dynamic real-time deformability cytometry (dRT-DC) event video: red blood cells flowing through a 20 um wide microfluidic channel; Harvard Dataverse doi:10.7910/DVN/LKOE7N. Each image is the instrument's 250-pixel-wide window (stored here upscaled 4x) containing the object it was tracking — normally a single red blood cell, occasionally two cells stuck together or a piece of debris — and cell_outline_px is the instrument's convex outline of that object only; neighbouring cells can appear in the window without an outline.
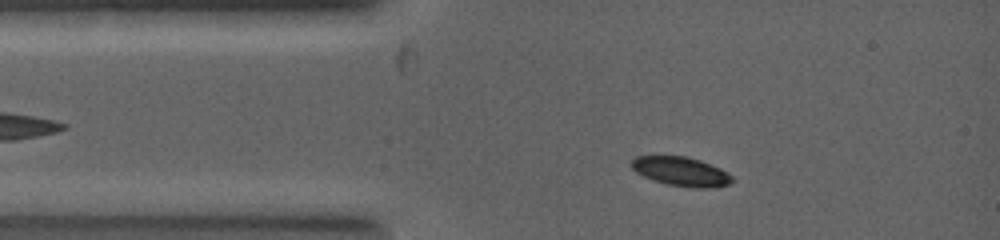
{"species": "common noctule bat (a hibernating species)", "species_latin": "Nyctalus noctula", "temperature_condition": "warm", "stored_images_in_passage": 2, "camera_frame_rate_fps": 5000, "um_per_image_px": 0.085, "animal": {"sex": "female", "body_mass_g": 19.0, "forearm_length_mm": 53.3}, "frame": {"image": 1, "passage_image": 1, "time_ms": 0.0, "image_size_px": [1000, 240], "cell_outline_px": [[736, 180], [728, 184], [712, 188], [692, 188], [664, 184], [652, 180], [636, 172], [632, 168], [632, 160], [636, 156], [688, 156], [700, 160], [720, 168], [728, 172]], "centroid_in_image_um": [57.92, 14.59], "position_along_channel_um": 27.1, "area_um2": 17.28}}